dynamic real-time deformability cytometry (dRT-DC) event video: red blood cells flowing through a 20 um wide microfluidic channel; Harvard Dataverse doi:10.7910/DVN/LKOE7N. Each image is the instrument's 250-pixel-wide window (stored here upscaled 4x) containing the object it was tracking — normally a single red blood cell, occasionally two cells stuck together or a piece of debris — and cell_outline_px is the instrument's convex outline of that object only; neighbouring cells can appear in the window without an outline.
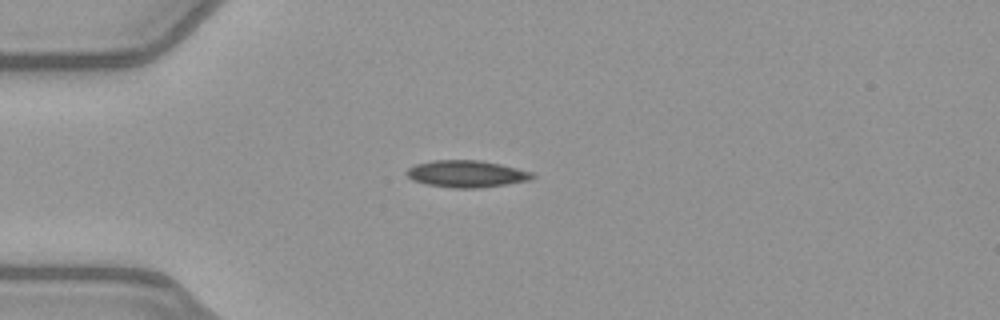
{"species": "common noctule bat (a hibernating species)", "species_latin": "Nyctalus noctula", "temperature_condition": "warm", "stored_images_in_passage": 39, "camera_frame_rate_fps": 3000, "um_per_image_px": 0.085, "animal": {"sex": "female", "body_mass_g": 21.9}, "frame": {"image": 1, "passage_image": 1, "time_ms": 0.0, "image_size_px": [1000, 320], "cell_outline_px": [[536, 176], [532, 180], [480, 188], [452, 188], [428, 184], [412, 180], [404, 172], [408, 168], [416, 164], [432, 160], [480, 160], [500, 164], [532, 172]], "centroid_in_image_um": [39.66, 14.78], "position_along_channel_um": 45.3, "area_um2": 19.77}}
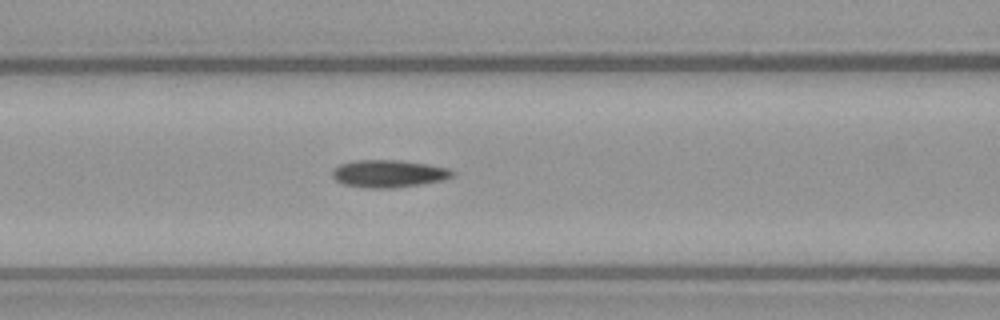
{"frame": {"image": 2, "passage_image": 9, "time_ms": 2.667, "image_size_px": [1000, 320], "cell_outline_px": [[456, 172], [452, 176], [444, 180], [420, 184], [392, 188], [364, 188], [344, 184], [336, 180], [332, 176], [332, 168], [340, 164], [356, 160], [400, 160], [428, 164], [448, 168]], "centroid_in_image_um": [33.02, 14.75], "position_along_channel_um": 133.6, "area_um2": 19.31}}
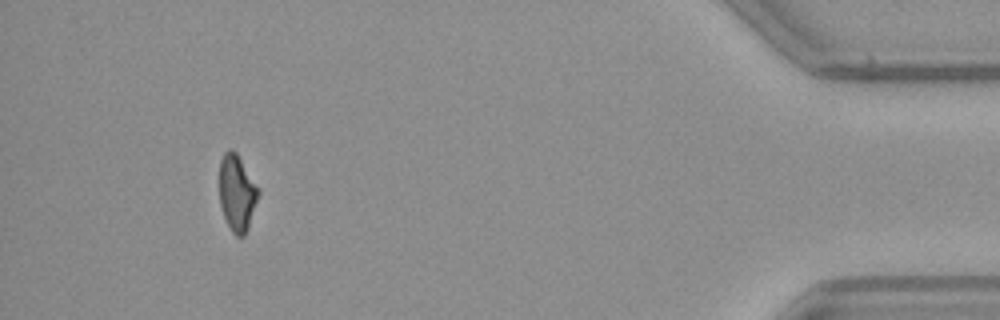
{"frame": {"image": 3, "passage_image": 35, "time_ms": 11.333, "image_size_px": [1000, 320], "cell_outline_px": [[260, 192], [248, 228], [244, 236], [236, 236], [232, 232], [224, 216], [220, 204], [220, 160], [224, 152], [228, 148], [232, 148], [236, 152], [260, 188]], "centroid_in_image_um": [20.16, 16.37], "position_along_channel_um": 415.0, "area_um2": 17.4}, "authors_computed_cell_mechanics": {"area_um2": 18.496, "velocity_mm_per_s": 4.0263, "shape_relaxation_time_tau1_ms": 8.2121, "shape_relaxation_time_tau2_ms": null, "deformation_change_tau1": 0.1926, "deformation_change_tau2": null}}